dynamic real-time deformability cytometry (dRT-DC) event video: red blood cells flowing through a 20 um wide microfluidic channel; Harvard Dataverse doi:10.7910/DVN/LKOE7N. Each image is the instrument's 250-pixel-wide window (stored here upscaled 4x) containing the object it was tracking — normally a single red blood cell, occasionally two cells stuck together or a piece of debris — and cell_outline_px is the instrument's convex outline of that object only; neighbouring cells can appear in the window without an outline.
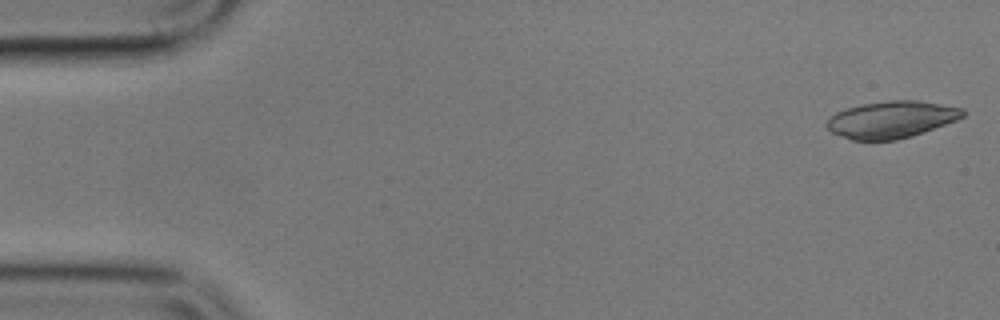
{"species": "common noctule bat (a hibernating species)", "species_latin": "Nyctalus noctula", "temperature_condition": "cold", "stored_images_in_passage": 5, "camera_frame_rate_fps": 3000, "um_per_image_px": 0.085, "animal": {"sex": "male", "body_mass_g": 17.9}, "frame": {"image": 1, "passage_image": 1, "time_ms": 0.0, "image_size_px": [1000, 320], "cell_outline_px": [[968, 112], [964, 116], [956, 120], [924, 132], [912, 136], [896, 140], [852, 140], [832, 132], [824, 124], [836, 112], [848, 108], [864, 104], [888, 100], [920, 100], [964, 108]], "centroid_in_image_um": [75.82, 10.15], "position_along_channel_um": 9.2, "area_um2": 29.3}}
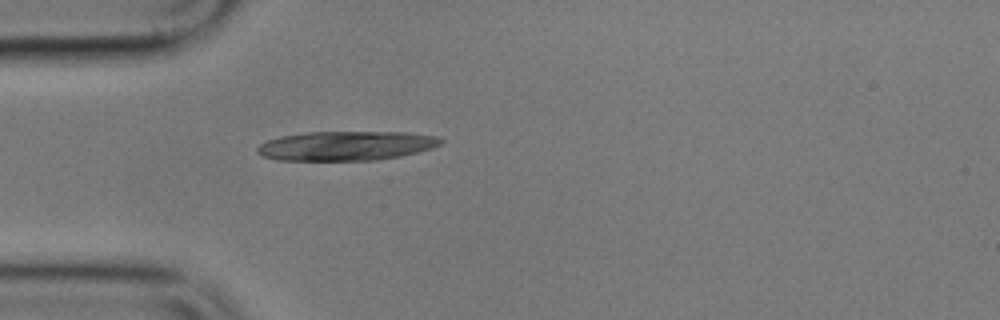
{"frame": {"image": 2, "passage_image": 5, "time_ms": 4.667, "image_size_px": [1000, 320], "cell_outline_px": [[444, 140], [440, 144], [432, 148], [400, 156], [376, 160], [276, 160], [260, 156], [256, 152], [256, 148], [260, 144], [268, 140], [280, 136], [308, 132], [404, 132], [436, 136]], "centroid_in_image_um": [29.38, 12.39], "position_along_channel_um": 55.6, "area_um2": 31.39}}